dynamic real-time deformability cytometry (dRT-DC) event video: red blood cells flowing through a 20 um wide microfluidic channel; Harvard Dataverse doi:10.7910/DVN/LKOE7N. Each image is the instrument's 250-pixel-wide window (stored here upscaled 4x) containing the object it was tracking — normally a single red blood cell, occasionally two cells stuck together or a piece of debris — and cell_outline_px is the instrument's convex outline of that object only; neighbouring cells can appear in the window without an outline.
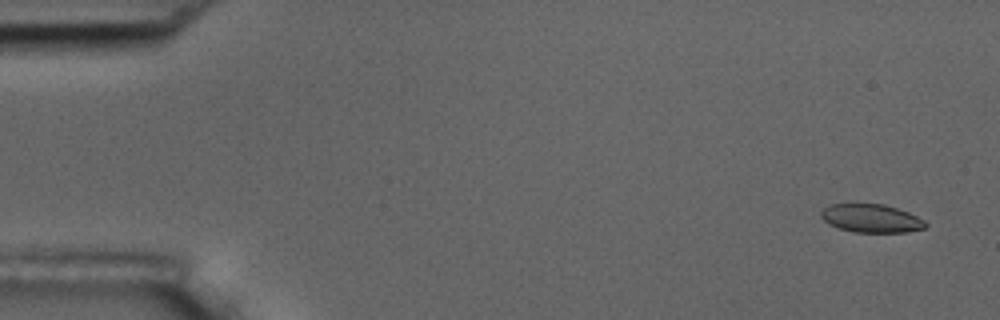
{"species": "common noctule bat (a hibernating species)", "species_latin": "Nyctalus noctula", "temperature_condition": "room temperature", "stored_images_in_passage": 5, "camera_frame_rate_fps": 3000, "um_per_image_px": 0.085, "animal": {"sex": "male", "body_mass_g": 17.5, "forearm_length_mm": 52.3}, "frame": {"image": 1, "passage_image": 1, "time_ms": 0.0, "image_size_px": [1000, 320], "cell_outline_px": [[928, 224], [924, 228], [908, 232], [852, 232], [828, 224], [820, 216], [820, 212], [824, 208], [832, 204], [884, 204], [908, 212], [924, 220]], "centroid_in_image_um": [74.05, 18.56], "position_along_channel_um": 10.9, "area_um2": 17.17}}
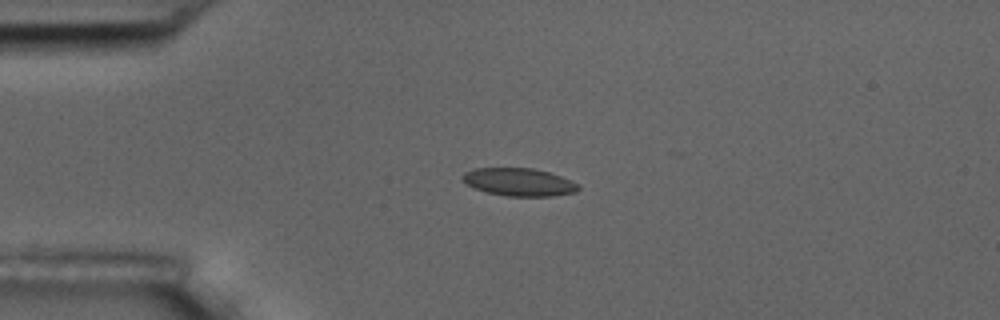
{"frame": {"image": 2, "passage_image": 4, "time_ms": 3.667, "image_size_px": [1000, 320], "cell_outline_px": [[580, 188], [576, 192], [552, 196], [508, 196], [484, 192], [460, 180], [460, 176], [464, 172], [472, 168], [532, 168], [548, 172], [560, 176], [580, 184]], "centroid_in_image_um": [44.09, 15.47], "position_along_channel_um": 40.9, "area_um2": 18.9}}